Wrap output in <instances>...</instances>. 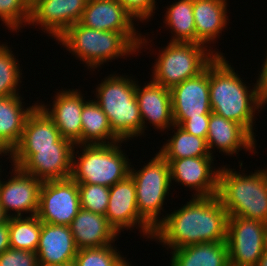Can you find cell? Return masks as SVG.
Returning a JSON list of instances; mask_svg holds the SVG:
<instances>
[{"instance_id":"cell-1","label":"cell","mask_w":267,"mask_h":266,"mask_svg":"<svg viewBox=\"0 0 267 266\" xmlns=\"http://www.w3.org/2000/svg\"><path fill=\"white\" fill-rule=\"evenodd\" d=\"M228 217L217 195L193 197L182 208L160 220L152 239L173 250L204 242L226 241Z\"/></svg>"},{"instance_id":"cell-2","label":"cell","mask_w":267,"mask_h":266,"mask_svg":"<svg viewBox=\"0 0 267 266\" xmlns=\"http://www.w3.org/2000/svg\"><path fill=\"white\" fill-rule=\"evenodd\" d=\"M239 78L225 57L217 56L209 64V95L211 111L240 124L254 139L255 109L267 104L260 75L251 90Z\"/></svg>"},{"instance_id":"cell-3","label":"cell","mask_w":267,"mask_h":266,"mask_svg":"<svg viewBox=\"0 0 267 266\" xmlns=\"http://www.w3.org/2000/svg\"><path fill=\"white\" fill-rule=\"evenodd\" d=\"M57 40L93 69L119 56L133 54L147 43L136 31H99L79 22L71 25Z\"/></svg>"},{"instance_id":"cell-4","label":"cell","mask_w":267,"mask_h":266,"mask_svg":"<svg viewBox=\"0 0 267 266\" xmlns=\"http://www.w3.org/2000/svg\"><path fill=\"white\" fill-rule=\"evenodd\" d=\"M217 196L229 216L267 224V169L243 175L222 167Z\"/></svg>"},{"instance_id":"cell-5","label":"cell","mask_w":267,"mask_h":266,"mask_svg":"<svg viewBox=\"0 0 267 266\" xmlns=\"http://www.w3.org/2000/svg\"><path fill=\"white\" fill-rule=\"evenodd\" d=\"M106 77L96 88V102L106 114L113 133L126 141L144 133L136 100V82L130 78Z\"/></svg>"},{"instance_id":"cell-6","label":"cell","mask_w":267,"mask_h":266,"mask_svg":"<svg viewBox=\"0 0 267 266\" xmlns=\"http://www.w3.org/2000/svg\"><path fill=\"white\" fill-rule=\"evenodd\" d=\"M118 143L82 144L78 160L72 154L71 178L77 183L98 184L111 187L124 180L130 172V164Z\"/></svg>"},{"instance_id":"cell-7","label":"cell","mask_w":267,"mask_h":266,"mask_svg":"<svg viewBox=\"0 0 267 266\" xmlns=\"http://www.w3.org/2000/svg\"><path fill=\"white\" fill-rule=\"evenodd\" d=\"M204 46L199 43L170 42L158 55L152 81L171 90L186 79L199 75L217 56H222Z\"/></svg>"},{"instance_id":"cell-8","label":"cell","mask_w":267,"mask_h":266,"mask_svg":"<svg viewBox=\"0 0 267 266\" xmlns=\"http://www.w3.org/2000/svg\"><path fill=\"white\" fill-rule=\"evenodd\" d=\"M136 188V204L139 215L155 229L160 224L165 197L170 191V168L165 158L158 152L142 169H131ZM160 212V213H159Z\"/></svg>"},{"instance_id":"cell-9","label":"cell","mask_w":267,"mask_h":266,"mask_svg":"<svg viewBox=\"0 0 267 266\" xmlns=\"http://www.w3.org/2000/svg\"><path fill=\"white\" fill-rule=\"evenodd\" d=\"M72 141L61 137L55 147L13 148L10 152L13 165L45 182L70 178L72 154L75 149Z\"/></svg>"},{"instance_id":"cell-10","label":"cell","mask_w":267,"mask_h":266,"mask_svg":"<svg viewBox=\"0 0 267 266\" xmlns=\"http://www.w3.org/2000/svg\"><path fill=\"white\" fill-rule=\"evenodd\" d=\"M226 242L230 266H257L267 249V224L229 216Z\"/></svg>"},{"instance_id":"cell-11","label":"cell","mask_w":267,"mask_h":266,"mask_svg":"<svg viewBox=\"0 0 267 266\" xmlns=\"http://www.w3.org/2000/svg\"><path fill=\"white\" fill-rule=\"evenodd\" d=\"M80 209L78 183L71 177L42 183L36 214L42 222L70 226Z\"/></svg>"},{"instance_id":"cell-12","label":"cell","mask_w":267,"mask_h":266,"mask_svg":"<svg viewBox=\"0 0 267 266\" xmlns=\"http://www.w3.org/2000/svg\"><path fill=\"white\" fill-rule=\"evenodd\" d=\"M174 124L181 126L187 119L211 114L209 65L199 75L186 79L171 89Z\"/></svg>"},{"instance_id":"cell-13","label":"cell","mask_w":267,"mask_h":266,"mask_svg":"<svg viewBox=\"0 0 267 266\" xmlns=\"http://www.w3.org/2000/svg\"><path fill=\"white\" fill-rule=\"evenodd\" d=\"M105 217L117 233L138 224L143 235L151 239L153 237L154 229L138 213L135 183L130 175L109 188V203Z\"/></svg>"},{"instance_id":"cell-14","label":"cell","mask_w":267,"mask_h":266,"mask_svg":"<svg viewBox=\"0 0 267 266\" xmlns=\"http://www.w3.org/2000/svg\"><path fill=\"white\" fill-rule=\"evenodd\" d=\"M165 160L169 164L170 180L197 191L194 197L217 195L220 168L213 170V156Z\"/></svg>"},{"instance_id":"cell-15","label":"cell","mask_w":267,"mask_h":266,"mask_svg":"<svg viewBox=\"0 0 267 266\" xmlns=\"http://www.w3.org/2000/svg\"><path fill=\"white\" fill-rule=\"evenodd\" d=\"M88 0H35L31 3L28 24H38L56 40L78 23Z\"/></svg>"},{"instance_id":"cell-16","label":"cell","mask_w":267,"mask_h":266,"mask_svg":"<svg viewBox=\"0 0 267 266\" xmlns=\"http://www.w3.org/2000/svg\"><path fill=\"white\" fill-rule=\"evenodd\" d=\"M13 174L15 175L8 182L0 180V206L8 217H22L23 212L35 216L43 182L16 166ZM11 210L17 214L9 216Z\"/></svg>"},{"instance_id":"cell-17","label":"cell","mask_w":267,"mask_h":266,"mask_svg":"<svg viewBox=\"0 0 267 266\" xmlns=\"http://www.w3.org/2000/svg\"><path fill=\"white\" fill-rule=\"evenodd\" d=\"M61 91L55 96L53 108L44 104L39 105L54 121L61 137L72 141L75 145L81 144V112L86 101L78 90Z\"/></svg>"},{"instance_id":"cell-18","label":"cell","mask_w":267,"mask_h":266,"mask_svg":"<svg viewBox=\"0 0 267 266\" xmlns=\"http://www.w3.org/2000/svg\"><path fill=\"white\" fill-rule=\"evenodd\" d=\"M78 252L70 226L42 222L36 250L39 266L73 262Z\"/></svg>"},{"instance_id":"cell-19","label":"cell","mask_w":267,"mask_h":266,"mask_svg":"<svg viewBox=\"0 0 267 266\" xmlns=\"http://www.w3.org/2000/svg\"><path fill=\"white\" fill-rule=\"evenodd\" d=\"M136 100L139 106L143 130L145 120L152 126L163 131L175 125L172 115L171 90L152 80L143 88L136 83Z\"/></svg>"},{"instance_id":"cell-20","label":"cell","mask_w":267,"mask_h":266,"mask_svg":"<svg viewBox=\"0 0 267 266\" xmlns=\"http://www.w3.org/2000/svg\"><path fill=\"white\" fill-rule=\"evenodd\" d=\"M133 18L118 0H88L79 23L99 31H136Z\"/></svg>"},{"instance_id":"cell-21","label":"cell","mask_w":267,"mask_h":266,"mask_svg":"<svg viewBox=\"0 0 267 266\" xmlns=\"http://www.w3.org/2000/svg\"><path fill=\"white\" fill-rule=\"evenodd\" d=\"M78 249L99 248L111 245L118 233L103 214L80 209L70 224Z\"/></svg>"},{"instance_id":"cell-22","label":"cell","mask_w":267,"mask_h":266,"mask_svg":"<svg viewBox=\"0 0 267 266\" xmlns=\"http://www.w3.org/2000/svg\"><path fill=\"white\" fill-rule=\"evenodd\" d=\"M207 145L212 155L215 146L221 152L232 155L243 148L253 152L255 140L240 124L212 112L208 124ZM242 147V148H241ZM238 150V151H237Z\"/></svg>"},{"instance_id":"cell-23","label":"cell","mask_w":267,"mask_h":266,"mask_svg":"<svg viewBox=\"0 0 267 266\" xmlns=\"http://www.w3.org/2000/svg\"><path fill=\"white\" fill-rule=\"evenodd\" d=\"M227 0H193L196 43L209 44L227 25Z\"/></svg>"},{"instance_id":"cell-24","label":"cell","mask_w":267,"mask_h":266,"mask_svg":"<svg viewBox=\"0 0 267 266\" xmlns=\"http://www.w3.org/2000/svg\"><path fill=\"white\" fill-rule=\"evenodd\" d=\"M38 104L23 108L21 96L0 97V145L10 152L18 144L29 114Z\"/></svg>"},{"instance_id":"cell-25","label":"cell","mask_w":267,"mask_h":266,"mask_svg":"<svg viewBox=\"0 0 267 266\" xmlns=\"http://www.w3.org/2000/svg\"><path fill=\"white\" fill-rule=\"evenodd\" d=\"M171 254V266H230L226 241L189 245Z\"/></svg>"},{"instance_id":"cell-26","label":"cell","mask_w":267,"mask_h":266,"mask_svg":"<svg viewBox=\"0 0 267 266\" xmlns=\"http://www.w3.org/2000/svg\"><path fill=\"white\" fill-rule=\"evenodd\" d=\"M60 138L54 121L37 105L27 117L20 141L14 148L55 147Z\"/></svg>"},{"instance_id":"cell-27","label":"cell","mask_w":267,"mask_h":266,"mask_svg":"<svg viewBox=\"0 0 267 266\" xmlns=\"http://www.w3.org/2000/svg\"><path fill=\"white\" fill-rule=\"evenodd\" d=\"M81 123V145L119 142V145H121L123 142L113 133L106 114L95 100L85 102L81 112Z\"/></svg>"},{"instance_id":"cell-28","label":"cell","mask_w":267,"mask_h":266,"mask_svg":"<svg viewBox=\"0 0 267 266\" xmlns=\"http://www.w3.org/2000/svg\"><path fill=\"white\" fill-rule=\"evenodd\" d=\"M165 22L171 33L170 42L196 43V28L193 15V0H179L167 8Z\"/></svg>"},{"instance_id":"cell-29","label":"cell","mask_w":267,"mask_h":266,"mask_svg":"<svg viewBox=\"0 0 267 266\" xmlns=\"http://www.w3.org/2000/svg\"><path fill=\"white\" fill-rule=\"evenodd\" d=\"M173 127H176L177 132L159 150L165 159L212 156L206 139L189 134L180 126Z\"/></svg>"},{"instance_id":"cell-30","label":"cell","mask_w":267,"mask_h":266,"mask_svg":"<svg viewBox=\"0 0 267 266\" xmlns=\"http://www.w3.org/2000/svg\"><path fill=\"white\" fill-rule=\"evenodd\" d=\"M42 221L35 216L9 217L10 248L36 252Z\"/></svg>"},{"instance_id":"cell-31","label":"cell","mask_w":267,"mask_h":266,"mask_svg":"<svg viewBox=\"0 0 267 266\" xmlns=\"http://www.w3.org/2000/svg\"><path fill=\"white\" fill-rule=\"evenodd\" d=\"M113 245L99 248H82L73 261L74 266H130ZM118 251V252H117Z\"/></svg>"},{"instance_id":"cell-32","label":"cell","mask_w":267,"mask_h":266,"mask_svg":"<svg viewBox=\"0 0 267 266\" xmlns=\"http://www.w3.org/2000/svg\"><path fill=\"white\" fill-rule=\"evenodd\" d=\"M8 45H0V97L19 95L16 89L22 73Z\"/></svg>"},{"instance_id":"cell-33","label":"cell","mask_w":267,"mask_h":266,"mask_svg":"<svg viewBox=\"0 0 267 266\" xmlns=\"http://www.w3.org/2000/svg\"><path fill=\"white\" fill-rule=\"evenodd\" d=\"M78 190L82 209L96 214H106L109 203V187L78 183Z\"/></svg>"},{"instance_id":"cell-34","label":"cell","mask_w":267,"mask_h":266,"mask_svg":"<svg viewBox=\"0 0 267 266\" xmlns=\"http://www.w3.org/2000/svg\"><path fill=\"white\" fill-rule=\"evenodd\" d=\"M31 14V3L28 0H0V19L12 31H17L28 24Z\"/></svg>"},{"instance_id":"cell-35","label":"cell","mask_w":267,"mask_h":266,"mask_svg":"<svg viewBox=\"0 0 267 266\" xmlns=\"http://www.w3.org/2000/svg\"><path fill=\"white\" fill-rule=\"evenodd\" d=\"M0 266H39L37 253L8 248L0 254Z\"/></svg>"},{"instance_id":"cell-36","label":"cell","mask_w":267,"mask_h":266,"mask_svg":"<svg viewBox=\"0 0 267 266\" xmlns=\"http://www.w3.org/2000/svg\"><path fill=\"white\" fill-rule=\"evenodd\" d=\"M134 19L147 20L155 10V0H118Z\"/></svg>"},{"instance_id":"cell-37","label":"cell","mask_w":267,"mask_h":266,"mask_svg":"<svg viewBox=\"0 0 267 266\" xmlns=\"http://www.w3.org/2000/svg\"><path fill=\"white\" fill-rule=\"evenodd\" d=\"M210 114H202L200 117L187 119L180 127L187 133L206 139Z\"/></svg>"},{"instance_id":"cell-38","label":"cell","mask_w":267,"mask_h":266,"mask_svg":"<svg viewBox=\"0 0 267 266\" xmlns=\"http://www.w3.org/2000/svg\"><path fill=\"white\" fill-rule=\"evenodd\" d=\"M10 248L9 244V219L0 225V254Z\"/></svg>"},{"instance_id":"cell-39","label":"cell","mask_w":267,"mask_h":266,"mask_svg":"<svg viewBox=\"0 0 267 266\" xmlns=\"http://www.w3.org/2000/svg\"><path fill=\"white\" fill-rule=\"evenodd\" d=\"M266 55H267V53H266ZM264 60H265V62H264V64H262L263 66H262L261 73H260V81H261L264 95L267 98V56H266V59H264Z\"/></svg>"},{"instance_id":"cell-40","label":"cell","mask_w":267,"mask_h":266,"mask_svg":"<svg viewBox=\"0 0 267 266\" xmlns=\"http://www.w3.org/2000/svg\"><path fill=\"white\" fill-rule=\"evenodd\" d=\"M257 266H267V249L264 251L263 255L258 261Z\"/></svg>"},{"instance_id":"cell-41","label":"cell","mask_w":267,"mask_h":266,"mask_svg":"<svg viewBox=\"0 0 267 266\" xmlns=\"http://www.w3.org/2000/svg\"><path fill=\"white\" fill-rule=\"evenodd\" d=\"M9 217L5 214L3 208L0 206V225L6 223Z\"/></svg>"},{"instance_id":"cell-42","label":"cell","mask_w":267,"mask_h":266,"mask_svg":"<svg viewBox=\"0 0 267 266\" xmlns=\"http://www.w3.org/2000/svg\"><path fill=\"white\" fill-rule=\"evenodd\" d=\"M10 151L5 148L4 146L0 145V155L1 154H5V155H8L7 153H9ZM1 170V169H0ZM1 172V171H0Z\"/></svg>"},{"instance_id":"cell-43","label":"cell","mask_w":267,"mask_h":266,"mask_svg":"<svg viewBox=\"0 0 267 266\" xmlns=\"http://www.w3.org/2000/svg\"><path fill=\"white\" fill-rule=\"evenodd\" d=\"M48 266H74V263L70 262V263L63 264V265H48Z\"/></svg>"}]
</instances>
